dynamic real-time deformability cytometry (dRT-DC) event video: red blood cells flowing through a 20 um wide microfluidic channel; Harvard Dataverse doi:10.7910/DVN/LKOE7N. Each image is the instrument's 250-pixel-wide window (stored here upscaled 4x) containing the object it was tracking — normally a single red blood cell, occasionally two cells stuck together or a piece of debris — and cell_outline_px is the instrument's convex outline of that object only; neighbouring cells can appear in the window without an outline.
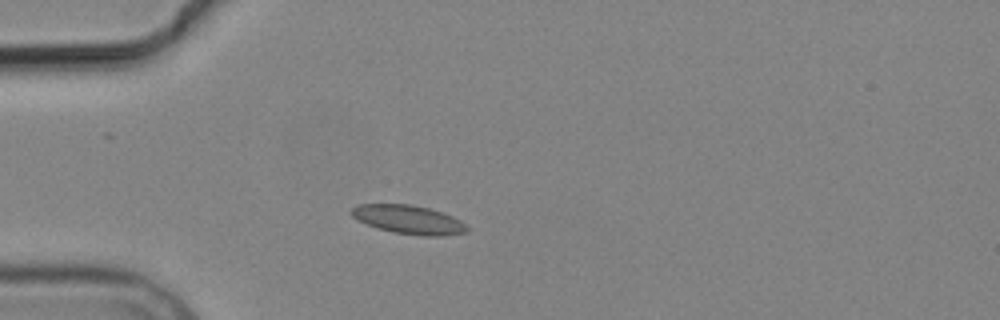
{"species": "common noctule bat (a hibernating species)", "species_latin": "Nyctalus noctula", "temperature_condition": "cold", "stored_images_in_passage": 4, "camera_frame_rate_fps": 3000, "um_per_image_px": 0.085, "animal": {"sex": "male", "body_mass_g": 19.2, "forearm_length_mm": 51.8}, "frame": {"image": 1, "passage_image": 3, "time_ms": 4.0, "image_size_px": [1000, 320], "cell_outline_px": [[472, 228], [468, 232], [444, 236], [420, 236], [396, 232], [380, 228], [356, 220], [348, 212], [356, 204], [412, 204], [428, 208], [452, 216], [460, 220]], "centroid_in_image_um": [34.76, 18.66], "position_along_channel_um": 50.2, "area_um2": 19.48}}